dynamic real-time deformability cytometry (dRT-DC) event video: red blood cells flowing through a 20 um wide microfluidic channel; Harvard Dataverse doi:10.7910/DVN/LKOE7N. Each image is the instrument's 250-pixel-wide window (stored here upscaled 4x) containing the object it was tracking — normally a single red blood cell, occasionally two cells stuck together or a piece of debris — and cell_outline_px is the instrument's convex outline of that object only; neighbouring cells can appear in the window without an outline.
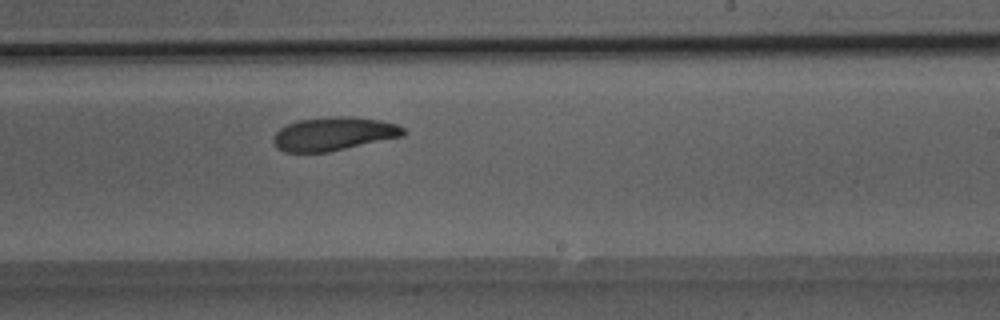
{"species": "Egyptian fruit bat (a non-hibernating species)", "species_latin": "Rousettus aegyptiacus", "temperature_condition": "room temperature", "stored_images_in_passage": 33, "camera_frame_rate_fps": 3000, "um_per_image_px": 0.085, "animal": {"sex": "male"}, "frame": {"image": 1, "passage_image": 17, "time_ms": 5.333, "image_size_px": [1000, 320], "cell_outline_px": [[408, 132], [404, 136], [328, 152], [284, 152], [276, 148], [272, 144], [272, 136], [280, 128], [288, 124], [300, 120], [336, 116], [352, 116], [380, 120], [396, 124], [404, 128]], "centroid_in_image_um": [28.36, 11.38], "position_along_channel_um": 260.6, "area_um2": 25.55}}
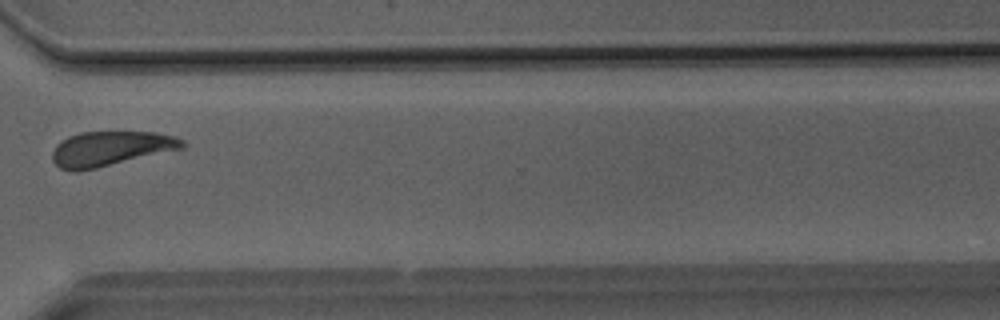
{"frame": {"image": 2, "passage_image": 23, "time_ms": 7.333, "image_size_px": [1000, 320], "cell_outline_px": [[188, 144], [184, 148], [96, 168], [76, 172], [60, 168], [52, 160], [52, 152], [56, 144], [60, 140], [68, 136], [80, 132], [156, 132], [176, 136], [184, 140]], "centroid_in_image_um": [9.41, 12.62], "position_along_channel_um": 361.2, "area_um2": 26.47}}
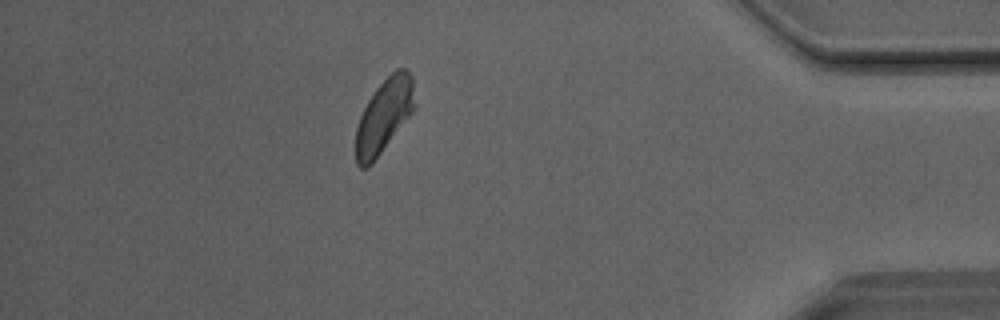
{"frame": {"image": 3, "passage_image": 28, "time_ms": 9.0, "image_size_px": [1000, 320], "cell_outline_px": [[416, 108], [372, 164], [368, 168], [360, 168], [356, 164], [356, 128], [360, 116], [368, 100], [376, 88], [396, 68], [404, 68], [412, 76], [416, 104]], "centroid_in_image_um": [32.66, 9.85], "position_along_channel_um": 402.5, "area_um2": 25.37}}